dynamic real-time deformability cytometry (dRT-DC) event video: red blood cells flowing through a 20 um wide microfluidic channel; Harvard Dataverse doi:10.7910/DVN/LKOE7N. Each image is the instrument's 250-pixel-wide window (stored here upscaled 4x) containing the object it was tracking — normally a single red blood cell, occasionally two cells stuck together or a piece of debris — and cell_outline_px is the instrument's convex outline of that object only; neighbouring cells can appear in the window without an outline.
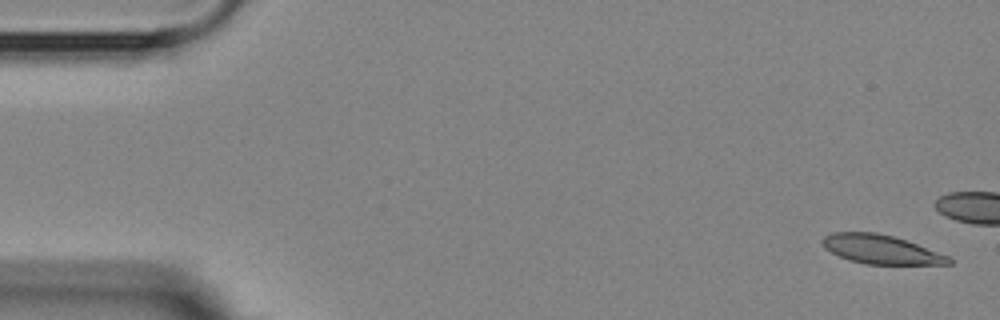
{"species": "Egyptian fruit bat (a non-hibernating species)", "species_latin": "Rousettus aegyptiacus", "temperature_condition": "room temperature", "stored_images_in_passage": 5, "camera_frame_rate_fps": 3000, "um_per_image_px": 0.085, "animal": {"sex": "female"}, "frame": {"image": 1, "passage_image": 1, "time_ms": 0.0, "image_size_px": [1000, 320], "cell_outline_px": [[952, 264], [868, 264], [848, 260], [824, 248], [820, 240], [824, 236], [832, 232], [876, 232], [908, 240], [948, 256], [952, 260]], "centroid_in_image_um": [74.86, 21.19], "position_along_channel_um": 10.1, "area_um2": 21.33}}